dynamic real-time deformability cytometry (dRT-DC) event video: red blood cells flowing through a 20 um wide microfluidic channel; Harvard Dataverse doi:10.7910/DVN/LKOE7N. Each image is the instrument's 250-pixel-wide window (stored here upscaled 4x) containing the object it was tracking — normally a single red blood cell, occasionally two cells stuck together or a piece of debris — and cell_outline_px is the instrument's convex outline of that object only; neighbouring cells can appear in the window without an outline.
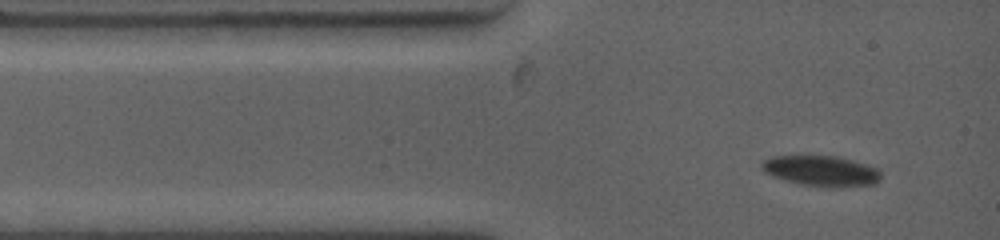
{"species": "common noctule bat (a hibernating species)", "species_latin": "Nyctalus noctula", "temperature_condition": "warm", "stored_images_in_passage": 31, "camera_frame_rate_fps": 4500, "um_per_image_px": 0.085, "animal": {"sex": "female", "body_mass_g": 19.0, "forearm_length_mm": 53.3}, "frame": {"image": 1, "passage_image": 2, "time_ms": 0.444, "image_size_px": [1000, 240], "cell_outline_px": [[880, 180], [876, 184], [840, 188], [828, 188], [800, 184], [784, 180], [772, 176], [764, 172], [760, 168], [760, 164], [764, 160], [772, 156], [836, 156], [852, 160], [876, 168], [880, 172]], "centroid_in_image_um": [69.79, 14.55], "position_along_channel_um": 15.2, "area_um2": 21.44}}
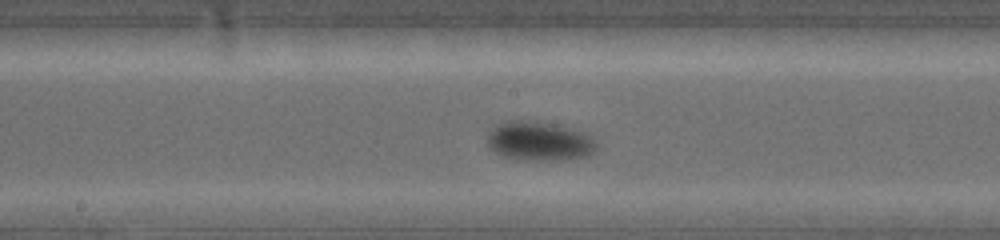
{"frame": {"image": 2, "passage_image": 17, "time_ms": 6.222, "image_size_px": [1000, 240], "cell_outline_px": [[596, 148], [588, 156], [572, 160], [520, 160], [500, 156], [488, 144], [488, 132], [496, 124], [508, 120], [536, 120], [556, 124], [572, 128], [584, 132], [592, 136], [596, 144]], "centroid_in_image_um": [45.85, 11.99], "position_along_channel_um": 202.4, "area_um2": 25.49}}
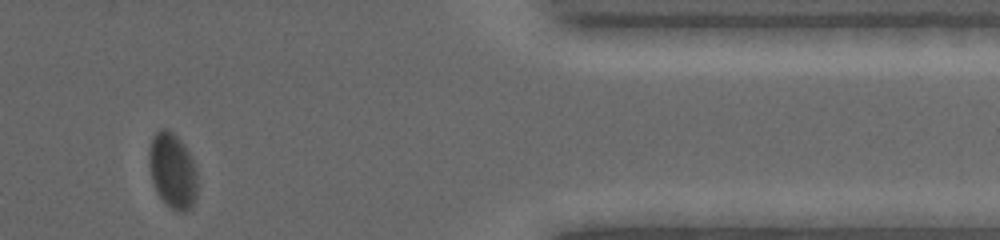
{"frame": {"image": 3, "passage_image": 29, "time_ms": 12.444, "image_size_px": [1000, 240], "cell_outline_px": [[196, 196], [192, 204], [184, 212], [176, 212], [156, 192], [148, 168], [148, 148], [152, 136], [160, 128], [168, 128], [184, 144], [192, 156], [196, 168]], "centroid_in_image_um": [14.64, 14.45], "position_along_channel_um": 396.8, "area_um2": 21.44}, "authors_computed_cell_mechanics": {"area_um2": 23.7558, "velocity_mm_per_s": 3.6788, "shape_relaxation_time_tau1_ms": 5.1954, "shape_relaxation_time_tau2_ms": null, "deformation_change_tau1": 0.1529, "deformation_change_tau2": null}}